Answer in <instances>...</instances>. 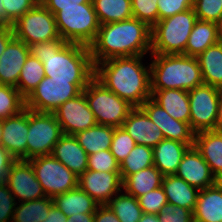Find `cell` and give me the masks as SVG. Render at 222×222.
<instances>
[{"mask_svg":"<svg viewBox=\"0 0 222 222\" xmlns=\"http://www.w3.org/2000/svg\"><path fill=\"white\" fill-rule=\"evenodd\" d=\"M29 49L43 63L45 76L52 80L72 81L83 91L94 78L95 66L88 46L60 38L33 44Z\"/></svg>","mask_w":222,"mask_h":222,"instance_id":"1","label":"cell"},{"mask_svg":"<svg viewBox=\"0 0 222 222\" xmlns=\"http://www.w3.org/2000/svg\"><path fill=\"white\" fill-rule=\"evenodd\" d=\"M88 47L94 66L110 58L144 56L151 50V27L136 18L101 24Z\"/></svg>","mask_w":222,"mask_h":222,"instance_id":"2","label":"cell"},{"mask_svg":"<svg viewBox=\"0 0 222 222\" xmlns=\"http://www.w3.org/2000/svg\"><path fill=\"white\" fill-rule=\"evenodd\" d=\"M142 57H115L97 63L94 77L121 99L140 107L151 98L150 66L148 70L143 66Z\"/></svg>","mask_w":222,"mask_h":222,"instance_id":"3","label":"cell"},{"mask_svg":"<svg viewBox=\"0 0 222 222\" xmlns=\"http://www.w3.org/2000/svg\"><path fill=\"white\" fill-rule=\"evenodd\" d=\"M151 90L180 89L189 91L204 84L197 57L183 54H151Z\"/></svg>","mask_w":222,"mask_h":222,"instance_id":"4","label":"cell"},{"mask_svg":"<svg viewBox=\"0 0 222 222\" xmlns=\"http://www.w3.org/2000/svg\"><path fill=\"white\" fill-rule=\"evenodd\" d=\"M197 16L193 8L159 20L151 28V54L185 55Z\"/></svg>","mask_w":222,"mask_h":222,"instance_id":"5","label":"cell"},{"mask_svg":"<svg viewBox=\"0 0 222 222\" xmlns=\"http://www.w3.org/2000/svg\"><path fill=\"white\" fill-rule=\"evenodd\" d=\"M54 17L60 38L68 43L89 46L100 27L92 3H81V7H58Z\"/></svg>","mask_w":222,"mask_h":222,"instance_id":"6","label":"cell"},{"mask_svg":"<svg viewBox=\"0 0 222 222\" xmlns=\"http://www.w3.org/2000/svg\"><path fill=\"white\" fill-rule=\"evenodd\" d=\"M83 93L99 125L122 127L123 122L134 108L127 100L121 99L107 89L95 77L89 82Z\"/></svg>","mask_w":222,"mask_h":222,"instance_id":"7","label":"cell"},{"mask_svg":"<svg viewBox=\"0 0 222 222\" xmlns=\"http://www.w3.org/2000/svg\"><path fill=\"white\" fill-rule=\"evenodd\" d=\"M62 135L61 126L54 113L29 110L26 161L51 155L55 144Z\"/></svg>","mask_w":222,"mask_h":222,"instance_id":"8","label":"cell"},{"mask_svg":"<svg viewBox=\"0 0 222 222\" xmlns=\"http://www.w3.org/2000/svg\"><path fill=\"white\" fill-rule=\"evenodd\" d=\"M14 36L31 46L60 39L54 15L40 2L12 25Z\"/></svg>","mask_w":222,"mask_h":222,"instance_id":"9","label":"cell"},{"mask_svg":"<svg viewBox=\"0 0 222 222\" xmlns=\"http://www.w3.org/2000/svg\"><path fill=\"white\" fill-rule=\"evenodd\" d=\"M29 162L47 197L54 198L78 186V176L52 155L36 157Z\"/></svg>","mask_w":222,"mask_h":222,"instance_id":"10","label":"cell"},{"mask_svg":"<svg viewBox=\"0 0 222 222\" xmlns=\"http://www.w3.org/2000/svg\"><path fill=\"white\" fill-rule=\"evenodd\" d=\"M81 92L82 90L72 81L52 80L45 76L25 99V108L35 112L53 113L63 103Z\"/></svg>","mask_w":222,"mask_h":222,"instance_id":"11","label":"cell"},{"mask_svg":"<svg viewBox=\"0 0 222 222\" xmlns=\"http://www.w3.org/2000/svg\"><path fill=\"white\" fill-rule=\"evenodd\" d=\"M190 104V127L197 133L216 130L220 89L202 84L188 91Z\"/></svg>","mask_w":222,"mask_h":222,"instance_id":"12","label":"cell"},{"mask_svg":"<svg viewBox=\"0 0 222 222\" xmlns=\"http://www.w3.org/2000/svg\"><path fill=\"white\" fill-rule=\"evenodd\" d=\"M63 134L75 135L97 124L83 91L53 112Z\"/></svg>","mask_w":222,"mask_h":222,"instance_id":"13","label":"cell"},{"mask_svg":"<svg viewBox=\"0 0 222 222\" xmlns=\"http://www.w3.org/2000/svg\"><path fill=\"white\" fill-rule=\"evenodd\" d=\"M7 185L14 197L21 202L46 197L29 161L16 160L8 171Z\"/></svg>","mask_w":222,"mask_h":222,"instance_id":"14","label":"cell"},{"mask_svg":"<svg viewBox=\"0 0 222 222\" xmlns=\"http://www.w3.org/2000/svg\"><path fill=\"white\" fill-rule=\"evenodd\" d=\"M150 120L162 131L164 138L176 140L194 146L195 132L190 124L175 120L152 98L147 99L140 106Z\"/></svg>","mask_w":222,"mask_h":222,"instance_id":"15","label":"cell"},{"mask_svg":"<svg viewBox=\"0 0 222 222\" xmlns=\"http://www.w3.org/2000/svg\"><path fill=\"white\" fill-rule=\"evenodd\" d=\"M78 187L99 205H105L112 199L113 195L121 192L120 172L86 170L78 177Z\"/></svg>","mask_w":222,"mask_h":222,"instance_id":"16","label":"cell"},{"mask_svg":"<svg viewBox=\"0 0 222 222\" xmlns=\"http://www.w3.org/2000/svg\"><path fill=\"white\" fill-rule=\"evenodd\" d=\"M29 130V109L2 120L1 146L16 160L26 161L27 133Z\"/></svg>","mask_w":222,"mask_h":222,"instance_id":"17","label":"cell"},{"mask_svg":"<svg viewBox=\"0 0 222 222\" xmlns=\"http://www.w3.org/2000/svg\"><path fill=\"white\" fill-rule=\"evenodd\" d=\"M175 175L199 190L217 183L209 165L195 146L189 147L184 153Z\"/></svg>","mask_w":222,"mask_h":222,"instance_id":"18","label":"cell"},{"mask_svg":"<svg viewBox=\"0 0 222 222\" xmlns=\"http://www.w3.org/2000/svg\"><path fill=\"white\" fill-rule=\"evenodd\" d=\"M30 54L29 46L14 37L0 56V84L16 87L21 70Z\"/></svg>","mask_w":222,"mask_h":222,"instance_id":"19","label":"cell"},{"mask_svg":"<svg viewBox=\"0 0 222 222\" xmlns=\"http://www.w3.org/2000/svg\"><path fill=\"white\" fill-rule=\"evenodd\" d=\"M122 127L138 145L155 147L164 139L162 131L150 120L141 107H134Z\"/></svg>","mask_w":222,"mask_h":222,"instance_id":"20","label":"cell"},{"mask_svg":"<svg viewBox=\"0 0 222 222\" xmlns=\"http://www.w3.org/2000/svg\"><path fill=\"white\" fill-rule=\"evenodd\" d=\"M51 155L78 177L87 170L88 154L74 135L63 134L55 144Z\"/></svg>","mask_w":222,"mask_h":222,"instance_id":"21","label":"cell"},{"mask_svg":"<svg viewBox=\"0 0 222 222\" xmlns=\"http://www.w3.org/2000/svg\"><path fill=\"white\" fill-rule=\"evenodd\" d=\"M194 146L218 179L222 175V131L206 130L195 133Z\"/></svg>","mask_w":222,"mask_h":222,"instance_id":"22","label":"cell"},{"mask_svg":"<svg viewBox=\"0 0 222 222\" xmlns=\"http://www.w3.org/2000/svg\"><path fill=\"white\" fill-rule=\"evenodd\" d=\"M194 222H222V186L217 182L199 191Z\"/></svg>","mask_w":222,"mask_h":222,"instance_id":"23","label":"cell"},{"mask_svg":"<svg viewBox=\"0 0 222 222\" xmlns=\"http://www.w3.org/2000/svg\"><path fill=\"white\" fill-rule=\"evenodd\" d=\"M189 147L186 143L164 138L153 147L154 166L164 176L176 174L181 159Z\"/></svg>","mask_w":222,"mask_h":222,"instance_id":"24","label":"cell"},{"mask_svg":"<svg viewBox=\"0 0 222 222\" xmlns=\"http://www.w3.org/2000/svg\"><path fill=\"white\" fill-rule=\"evenodd\" d=\"M151 98L172 118L190 124L188 91L180 89L151 90Z\"/></svg>","mask_w":222,"mask_h":222,"instance_id":"25","label":"cell"},{"mask_svg":"<svg viewBox=\"0 0 222 222\" xmlns=\"http://www.w3.org/2000/svg\"><path fill=\"white\" fill-rule=\"evenodd\" d=\"M162 187L168 203L194 211L200 191L198 188L189 185L175 174L164 176Z\"/></svg>","mask_w":222,"mask_h":222,"instance_id":"26","label":"cell"},{"mask_svg":"<svg viewBox=\"0 0 222 222\" xmlns=\"http://www.w3.org/2000/svg\"><path fill=\"white\" fill-rule=\"evenodd\" d=\"M220 40L219 24L197 20L187 41L185 55L197 57Z\"/></svg>","mask_w":222,"mask_h":222,"instance_id":"27","label":"cell"},{"mask_svg":"<svg viewBox=\"0 0 222 222\" xmlns=\"http://www.w3.org/2000/svg\"><path fill=\"white\" fill-rule=\"evenodd\" d=\"M53 202L67 217L78 213H95L99 205L78 186L66 193L56 195L53 198Z\"/></svg>","mask_w":222,"mask_h":222,"instance_id":"28","label":"cell"},{"mask_svg":"<svg viewBox=\"0 0 222 222\" xmlns=\"http://www.w3.org/2000/svg\"><path fill=\"white\" fill-rule=\"evenodd\" d=\"M204 84L222 86V40L197 56Z\"/></svg>","mask_w":222,"mask_h":222,"instance_id":"29","label":"cell"},{"mask_svg":"<svg viewBox=\"0 0 222 222\" xmlns=\"http://www.w3.org/2000/svg\"><path fill=\"white\" fill-rule=\"evenodd\" d=\"M164 175L153 165L129 175L123 182L122 188L127 194L138 198L149 191L162 186Z\"/></svg>","mask_w":222,"mask_h":222,"instance_id":"30","label":"cell"},{"mask_svg":"<svg viewBox=\"0 0 222 222\" xmlns=\"http://www.w3.org/2000/svg\"><path fill=\"white\" fill-rule=\"evenodd\" d=\"M114 127L96 124L89 129L75 134L78 143L90 155L110 149Z\"/></svg>","mask_w":222,"mask_h":222,"instance_id":"31","label":"cell"},{"mask_svg":"<svg viewBox=\"0 0 222 222\" xmlns=\"http://www.w3.org/2000/svg\"><path fill=\"white\" fill-rule=\"evenodd\" d=\"M101 24L133 18L131 0H91Z\"/></svg>","mask_w":222,"mask_h":222,"instance_id":"32","label":"cell"},{"mask_svg":"<svg viewBox=\"0 0 222 222\" xmlns=\"http://www.w3.org/2000/svg\"><path fill=\"white\" fill-rule=\"evenodd\" d=\"M54 205L53 198L44 197L38 200L21 202L15 207L13 222H42Z\"/></svg>","mask_w":222,"mask_h":222,"instance_id":"33","label":"cell"},{"mask_svg":"<svg viewBox=\"0 0 222 222\" xmlns=\"http://www.w3.org/2000/svg\"><path fill=\"white\" fill-rule=\"evenodd\" d=\"M45 77L43 63L29 54L21 70L16 88L26 99Z\"/></svg>","mask_w":222,"mask_h":222,"instance_id":"34","label":"cell"},{"mask_svg":"<svg viewBox=\"0 0 222 222\" xmlns=\"http://www.w3.org/2000/svg\"><path fill=\"white\" fill-rule=\"evenodd\" d=\"M153 165V148L136 144L129 155L120 164V177L122 182L129 175L135 174Z\"/></svg>","mask_w":222,"mask_h":222,"instance_id":"35","label":"cell"},{"mask_svg":"<svg viewBox=\"0 0 222 222\" xmlns=\"http://www.w3.org/2000/svg\"><path fill=\"white\" fill-rule=\"evenodd\" d=\"M114 198L106 205L115 213L120 222H139L143 212L137 198L127 193Z\"/></svg>","mask_w":222,"mask_h":222,"instance_id":"36","label":"cell"},{"mask_svg":"<svg viewBox=\"0 0 222 222\" xmlns=\"http://www.w3.org/2000/svg\"><path fill=\"white\" fill-rule=\"evenodd\" d=\"M25 109V98L14 86L0 84V120L19 114Z\"/></svg>","mask_w":222,"mask_h":222,"instance_id":"37","label":"cell"},{"mask_svg":"<svg viewBox=\"0 0 222 222\" xmlns=\"http://www.w3.org/2000/svg\"><path fill=\"white\" fill-rule=\"evenodd\" d=\"M193 9L198 20L220 24L222 0H193Z\"/></svg>","mask_w":222,"mask_h":222,"instance_id":"38","label":"cell"},{"mask_svg":"<svg viewBox=\"0 0 222 222\" xmlns=\"http://www.w3.org/2000/svg\"><path fill=\"white\" fill-rule=\"evenodd\" d=\"M135 145L136 143L134 139L123 127H116L114 129L110 151L119 164H121L122 161L129 155Z\"/></svg>","mask_w":222,"mask_h":222,"instance_id":"39","label":"cell"},{"mask_svg":"<svg viewBox=\"0 0 222 222\" xmlns=\"http://www.w3.org/2000/svg\"><path fill=\"white\" fill-rule=\"evenodd\" d=\"M158 0H131L133 18L147 23L151 28L159 21Z\"/></svg>","mask_w":222,"mask_h":222,"instance_id":"40","label":"cell"},{"mask_svg":"<svg viewBox=\"0 0 222 222\" xmlns=\"http://www.w3.org/2000/svg\"><path fill=\"white\" fill-rule=\"evenodd\" d=\"M87 170L120 172V164L116 161L110 149H107L88 155Z\"/></svg>","mask_w":222,"mask_h":222,"instance_id":"41","label":"cell"},{"mask_svg":"<svg viewBox=\"0 0 222 222\" xmlns=\"http://www.w3.org/2000/svg\"><path fill=\"white\" fill-rule=\"evenodd\" d=\"M143 213L158 215L168 203L163 187H159L137 198Z\"/></svg>","mask_w":222,"mask_h":222,"instance_id":"42","label":"cell"},{"mask_svg":"<svg viewBox=\"0 0 222 222\" xmlns=\"http://www.w3.org/2000/svg\"><path fill=\"white\" fill-rule=\"evenodd\" d=\"M39 2L40 0H3L6 26H12L18 18L33 9Z\"/></svg>","mask_w":222,"mask_h":222,"instance_id":"43","label":"cell"},{"mask_svg":"<svg viewBox=\"0 0 222 222\" xmlns=\"http://www.w3.org/2000/svg\"><path fill=\"white\" fill-rule=\"evenodd\" d=\"M158 217L160 222H194L191 210L170 203H166Z\"/></svg>","mask_w":222,"mask_h":222,"instance_id":"44","label":"cell"},{"mask_svg":"<svg viewBox=\"0 0 222 222\" xmlns=\"http://www.w3.org/2000/svg\"><path fill=\"white\" fill-rule=\"evenodd\" d=\"M159 20L193 8V0H158Z\"/></svg>","mask_w":222,"mask_h":222,"instance_id":"45","label":"cell"},{"mask_svg":"<svg viewBox=\"0 0 222 222\" xmlns=\"http://www.w3.org/2000/svg\"><path fill=\"white\" fill-rule=\"evenodd\" d=\"M16 204L7 183L0 185V222H12Z\"/></svg>","mask_w":222,"mask_h":222,"instance_id":"46","label":"cell"},{"mask_svg":"<svg viewBox=\"0 0 222 222\" xmlns=\"http://www.w3.org/2000/svg\"><path fill=\"white\" fill-rule=\"evenodd\" d=\"M40 3L53 15L58 12V7H81V3H92L91 0H40Z\"/></svg>","mask_w":222,"mask_h":222,"instance_id":"47","label":"cell"},{"mask_svg":"<svg viewBox=\"0 0 222 222\" xmlns=\"http://www.w3.org/2000/svg\"><path fill=\"white\" fill-rule=\"evenodd\" d=\"M16 159L0 146V185L7 183L8 171Z\"/></svg>","mask_w":222,"mask_h":222,"instance_id":"48","label":"cell"},{"mask_svg":"<svg viewBox=\"0 0 222 222\" xmlns=\"http://www.w3.org/2000/svg\"><path fill=\"white\" fill-rule=\"evenodd\" d=\"M94 222H120L109 206L98 205L95 211Z\"/></svg>","mask_w":222,"mask_h":222,"instance_id":"49","label":"cell"},{"mask_svg":"<svg viewBox=\"0 0 222 222\" xmlns=\"http://www.w3.org/2000/svg\"><path fill=\"white\" fill-rule=\"evenodd\" d=\"M14 37L12 26H0V56Z\"/></svg>","mask_w":222,"mask_h":222,"instance_id":"50","label":"cell"},{"mask_svg":"<svg viewBox=\"0 0 222 222\" xmlns=\"http://www.w3.org/2000/svg\"><path fill=\"white\" fill-rule=\"evenodd\" d=\"M67 216H65L61 210L57 208L56 205H53L48 212L47 218L42 222H66Z\"/></svg>","mask_w":222,"mask_h":222,"instance_id":"51","label":"cell"},{"mask_svg":"<svg viewBox=\"0 0 222 222\" xmlns=\"http://www.w3.org/2000/svg\"><path fill=\"white\" fill-rule=\"evenodd\" d=\"M95 213H78L67 217L66 222H94Z\"/></svg>","mask_w":222,"mask_h":222,"instance_id":"52","label":"cell"},{"mask_svg":"<svg viewBox=\"0 0 222 222\" xmlns=\"http://www.w3.org/2000/svg\"><path fill=\"white\" fill-rule=\"evenodd\" d=\"M216 130L222 131V95H220L217 119H216Z\"/></svg>","mask_w":222,"mask_h":222,"instance_id":"53","label":"cell"},{"mask_svg":"<svg viewBox=\"0 0 222 222\" xmlns=\"http://www.w3.org/2000/svg\"><path fill=\"white\" fill-rule=\"evenodd\" d=\"M139 222H160L158 215L143 213Z\"/></svg>","mask_w":222,"mask_h":222,"instance_id":"54","label":"cell"},{"mask_svg":"<svg viewBox=\"0 0 222 222\" xmlns=\"http://www.w3.org/2000/svg\"><path fill=\"white\" fill-rule=\"evenodd\" d=\"M0 25L6 26V12L3 6V0H0Z\"/></svg>","mask_w":222,"mask_h":222,"instance_id":"55","label":"cell"},{"mask_svg":"<svg viewBox=\"0 0 222 222\" xmlns=\"http://www.w3.org/2000/svg\"><path fill=\"white\" fill-rule=\"evenodd\" d=\"M2 120H0V146H1V140H2Z\"/></svg>","mask_w":222,"mask_h":222,"instance_id":"56","label":"cell"},{"mask_svg":"<svg viewBox=\"0 0 222 222\" xmlns=\"http://www.w3.org/2000/svg\"><path fill=\"white\" fill-rule=\"evenodd\" d=\"M219 29H220V39L222 40V21L219 24Z\"/></svg>","mask_w":222,"mask_h":222,"instance_id":"57","label":"cell"},{"mask_svg":"<svg viewBox=\"0 0 222 222\" xmlns=\"http://www.w3.org/2000/svg\"><path fill=\"white\" fill-rule=\"evenodd\" d=\"M217 182L222 186V175L217 179Z\"/></svg>","mask_w":222,"mask_h":222,"instance_id":"58","label":"cell"},{"mask_svg":"<svg viewBox=\"0 0 222 222\" xmlns=\"http://www.w3.org/2000/svg\"><path fill=\"white\" fill-rule=\"evenodd\" d=\"M220 94L222 95V86L220 87Z\"/></svg>","mask_w":222,"mask_h":222,"instance_id":"59","label":"cell"}]
</instances>
